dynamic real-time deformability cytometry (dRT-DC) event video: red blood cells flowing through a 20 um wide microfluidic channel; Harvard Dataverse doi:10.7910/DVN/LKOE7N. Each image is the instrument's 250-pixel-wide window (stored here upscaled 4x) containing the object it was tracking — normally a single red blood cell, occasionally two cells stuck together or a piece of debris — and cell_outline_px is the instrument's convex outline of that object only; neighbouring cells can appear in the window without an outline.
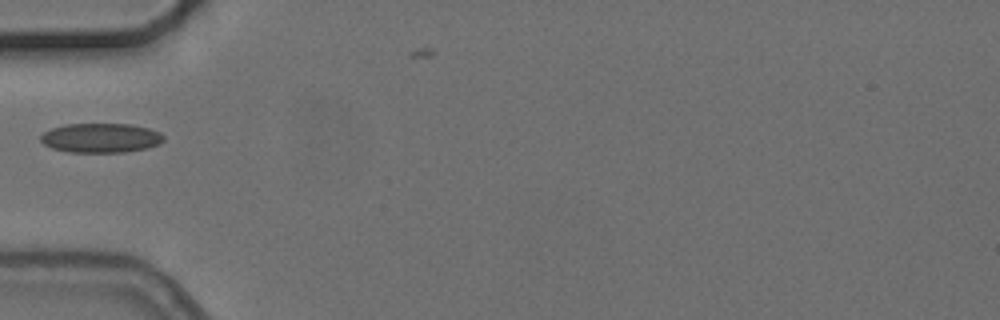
{"species": "common noctule bat (a hibernating species)", "species_latin": "Nyctalus noctula", "temperature_condition": "cold", "stored_images_in_passage": 2, "camera_frame_rate_fps": 3000, "um_per_image_px": 0.085, "animal": {"sex": "female", "body_mass_g": 24.6, "forearm_length_mm": 56.2}, "frame": {"image": 1, "passage_image": 1, "time_ms": 0.0, "image_size_px": [1000, 320], "cell_outline_px": [[164, 140], [160, 144], [148, 148], [124, 152], [68, 152], [52, 148], [44, 144], [40, 140], [40, 136], [44, 132], [52, 128], [64, 124], [128, 124], [148, 128], [160, 132], [164, 136]], "centroid_in_image_um": [8.58, 11.72], "position_along_channel_um": 76.4, "area_um2": 21.15}}